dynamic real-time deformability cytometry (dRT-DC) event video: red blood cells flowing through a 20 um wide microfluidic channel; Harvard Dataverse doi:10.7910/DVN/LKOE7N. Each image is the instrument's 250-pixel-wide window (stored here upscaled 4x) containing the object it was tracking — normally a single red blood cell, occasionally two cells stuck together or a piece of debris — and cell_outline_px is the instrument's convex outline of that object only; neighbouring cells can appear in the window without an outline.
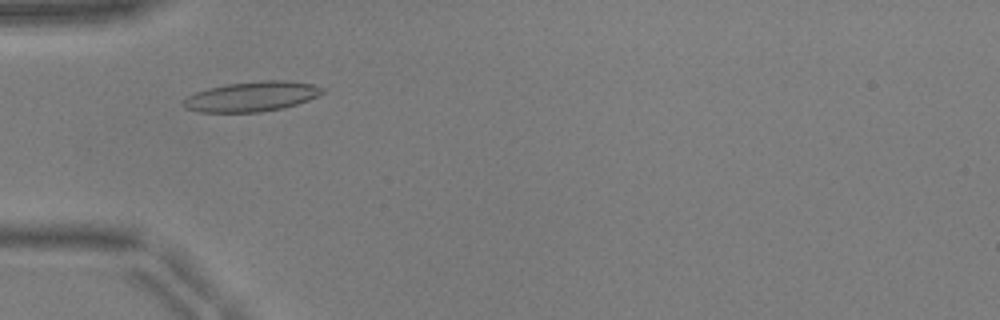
{"species": "common noctule bat (a hibernating species)", "species_latin": "Nyctalus noctula", "temperature_condition": "warm", "stored_images_in_passage": 46, "camera_frame_rate_fps": 3000, "um_per_image_px": 0.085, "animal": {"sex": "male", "body_mass_g": 17.9, "forearm_length_mm": 54.2}, "frame": {"image": 1, "passage_image": 11, "time_ms": 3.333, "image_size_px": [1000, 320], "cell_outline_px": [[328, 92], [308, 100], [284, 108], [260, 112], [200, 112], [184, 108], [180, 104], [180, 100], [184, 96], [208, 88], [228, 84], [264, 80], [284, 80], [312, 84], [328, 88]], "centroid_in_image_um": [21.39, 8.2], "position_along_channel_um": 63.6, "area_um2": 24.68}}
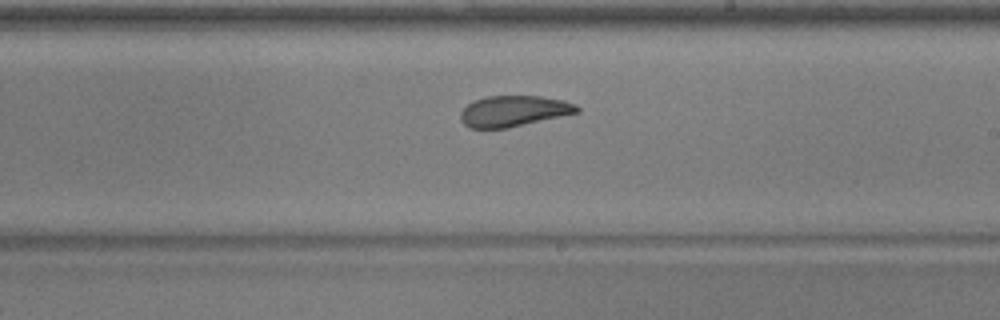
{"frame": {"image": 2, "passage_image": 25, "time_ms": 8.0, "image_size_px": [1000, 320], "cell_outline_px": [[580, 112], [508, 128], [468, 128], [460, 120], [460, 112], [472, 100], [488, 96], [540, 96], [564, 100], [576, 104], [580, 108]], "centroid_in_image_um": [43.66, 9.44], "position_along_channel_um": 245.3, "area_um2": 21.1}}
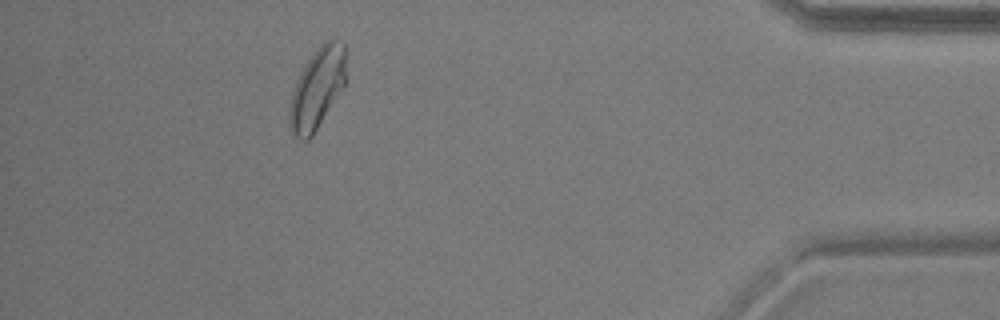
{"frame": {"image": 3, "passage_image": 41, "time_ms": 13.333, "image_size_px": [1000, 320], "cell_outline_px": [[344, 84], [312, 136], [308, 140], [300, 140], [292, 136], [288, 124], [288, 108], [292, 92], [296, 80], [304, 64], [316, 48], [324, 40], [332, 36], [344, 40]], "centroid_in_image_um": [26.9, 7.48], "position_along_channel_um": 408.3, "area_um2": 26.82}, "authors_computed_cell_mechanics": {"area_um2": 22.3108, "velocity_mm_per_s": 3.9285, "shape_relaxation_time_tau1_ms": 10.4689, "shape_relaxation_time_tau2_ms": 1.8432, "deformation_change_tau1": 0.2873, "deformation_change_tau2": 0.0691}}